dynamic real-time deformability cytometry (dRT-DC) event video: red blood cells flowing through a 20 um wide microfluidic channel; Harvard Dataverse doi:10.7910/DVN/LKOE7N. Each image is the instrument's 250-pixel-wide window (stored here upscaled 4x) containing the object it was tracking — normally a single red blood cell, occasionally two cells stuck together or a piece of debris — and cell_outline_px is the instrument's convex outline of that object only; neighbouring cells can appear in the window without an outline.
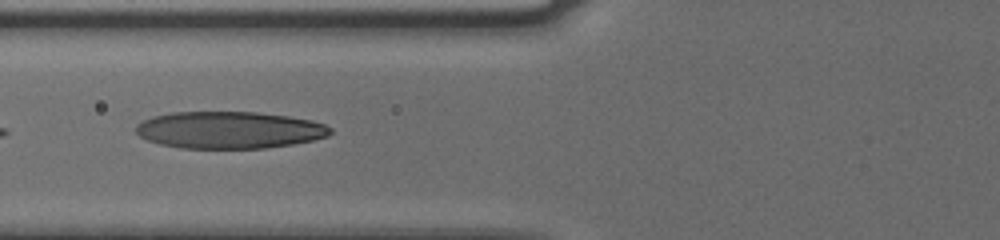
{"species": "human", "species_latin": "Homo sapiens", "temperature_condition": "cold", "stored_images_in_passage": 23, "camera_frame_rate_fps": 3000, "um_per_image_px": 0.085, "donor": {"sex": "male"}, "frame": {"image": 1, "passage_image": 4, "time_ms": 1.0, "image_size_px": [1000, 240], "cell_outline_px": [[332, 132], [328, 136], [312, 140], [292, 144], [264, 148], [180, 148], [160, 144], [148, 140], [140, 136], [136, 132], [136, 124], [144, 120], [156, 116], [172, 112], [256, 112], [288, 116], [312, 120], [324, 124], [332, 128]], "centroid_in_image_um": [19.5, 11.05], "position_along_channel_um": 106.3, "area_um2": 41.85}}
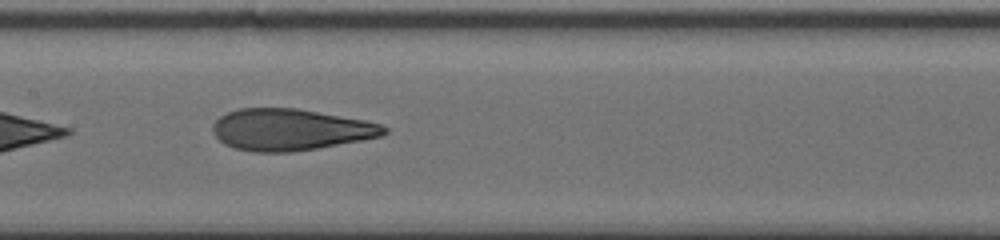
{"frame": {"image": 2, "passage_image": 10, "time_ms": 3.0, "image_size_px": [1000, 240], "cell_outline_px": [[388, 132], [380, 136], [364, 140], [292, 152], [252, 152], [236, 148], [224, 144], [216, 136], [212, 128], [212, 124], [220, 116], [228, 112], [240, 108], [296, 108], [364, 120], [380, 124], [388, 128]], "centroid_in_image_um": [24.67, 11.02], "position_along_channel_um": 182.7, "area_um2": 41.33}}
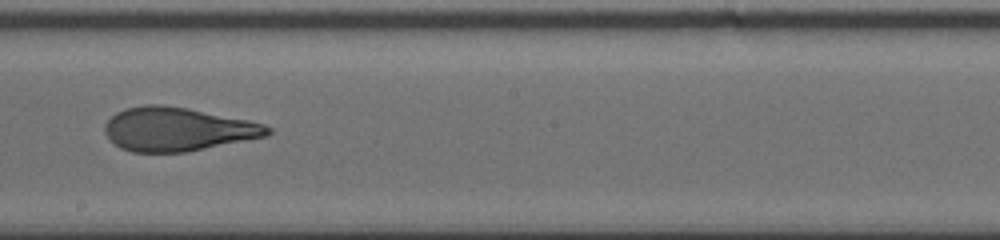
{"frame": {"image": 3, "passage_image": 14, "time_ms": 4.333, "image_size_px": [1000, 240], "cell_outline_px": [[272, 132], [268, 136], [188, 152], [132, 152], [120, 148], [104, 132], [104, 124], [116, 112], [124, 108], [144, 104], [160, 104], [188, 108], [248, 120], [264, 124], [272, 128]], "centroid_in_image_um": [15.1, 10.98], "position_along_channel_um": 233.1, "area_um2": 41.62}}